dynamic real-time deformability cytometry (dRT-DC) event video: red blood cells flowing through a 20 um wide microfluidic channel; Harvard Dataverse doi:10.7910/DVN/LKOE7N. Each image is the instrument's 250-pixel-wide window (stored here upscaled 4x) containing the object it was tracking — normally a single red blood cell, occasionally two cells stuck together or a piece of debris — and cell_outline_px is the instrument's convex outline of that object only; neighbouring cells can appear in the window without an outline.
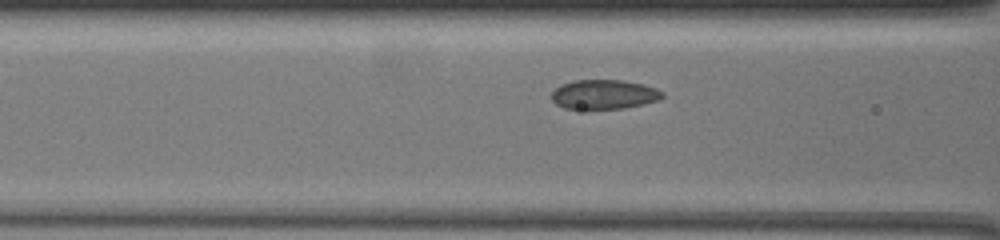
{"species": "common noctule bat (a hibernating species)", "species_latin": "Nyctalus noctula", "temperature_condition": "warm", "stored_images_in_passage": 5, "camera_frame_rate_fps": 3000, "um_per_image_px": 0.085, "animal": {"sex": "female", "body_mass_g": 19.5, "forearm_length_mm": 54.1}, "frame": {"image": 1, "passage_image": 3, "time_ms": 0.667, "image_size_px": [1000, 240], "cell_outline_px": [[664, 96], [660, 100], [644, 104], [624, 108], [564, 108], [556, 104], [552, 100], [552, 92], [560, 84], [572, 80], [620, 80], [644, 84], [656, 88], [664, 92]], "centroid_in_image_um": [51.37, 8.01], "position_along_channel_um": 115.2, "area_um2": 19.02}}